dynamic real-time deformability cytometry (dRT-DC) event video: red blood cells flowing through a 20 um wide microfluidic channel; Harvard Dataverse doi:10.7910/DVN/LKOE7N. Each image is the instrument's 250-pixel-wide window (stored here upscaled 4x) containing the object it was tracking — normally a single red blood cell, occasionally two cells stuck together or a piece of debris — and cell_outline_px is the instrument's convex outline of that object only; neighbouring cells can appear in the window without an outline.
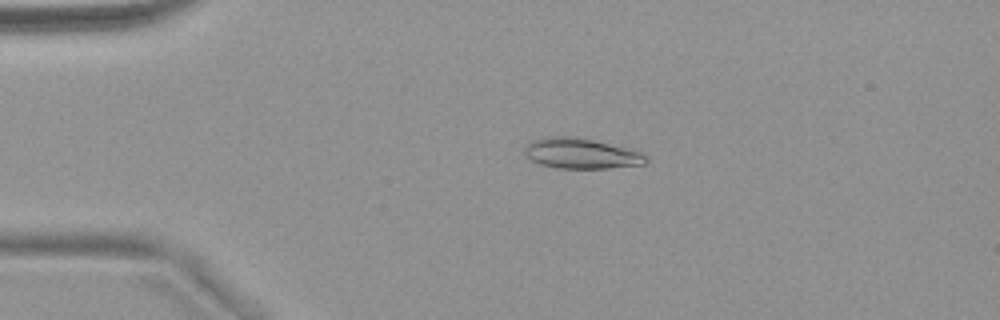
{"species": "common noctule bat (a hibernating species)", "species_latin": "Nyctalus noctula", "temperature_condition": "warm", "stored_images_in_passage": 45, "camera_frame_rate_fps": 3000, "um_per_image_px": 0.085, "animal": {"sex": "female", "body_mass_g": 18.4}, "frame": {"image": 1, "passage_image": 4, "time_ms": 1.0, "image_size_px": [1000, 320], "cell_outline_px": [[648, 160], [644, 164], [608, 168], [560, 168], [540, 164], [532, 160], [524, 152], [524, 148], [528, 140], [552, 136], [564, 136], [592, 140], [640, 152]], "centroid_in_image_um": [49.32, 13.05], "position_along_channel_um": 35.7, "area_um2": 21.04}}
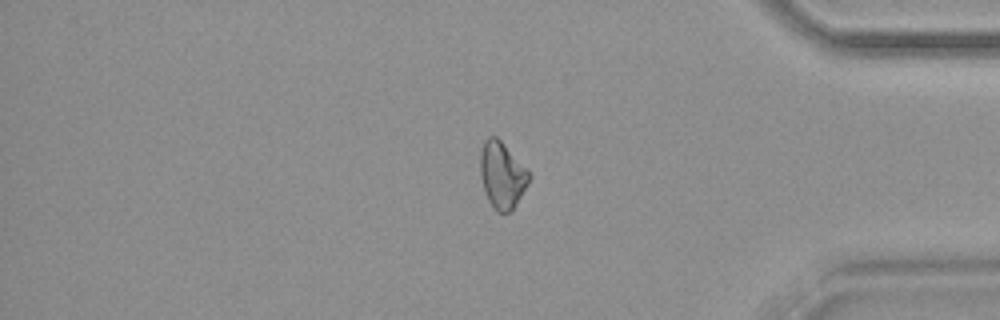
{"frame": {"image": 2, "passage_image": 37, "time_ms": 12.0, "image_size_px": [1000, 320], "cell_outline_px": [[528, 180], [512, 212], [496, 212], [492, 208], [488, 200], [480, 176], [480, 152], [484, 140], [488, 136], [496, 136], [528, 168]], "centroid_in_image_um": [42.64, 14.87], "position_along_channel_um": 392.6, "area_um2": 18.79}}
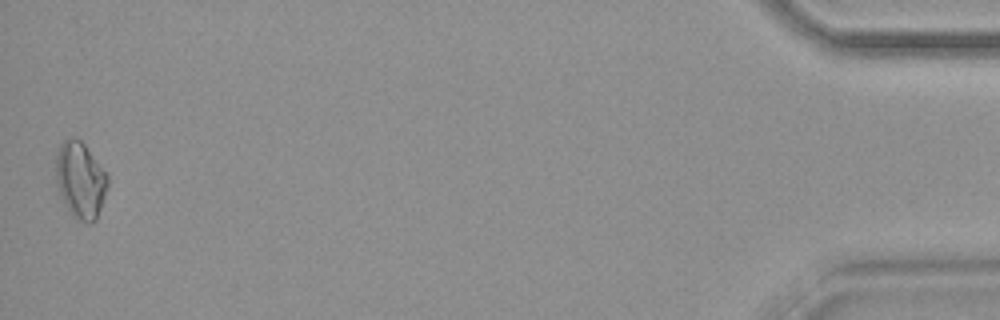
{"frame": {"image": 3, "passage_image": 45, "time_ms": 14.667, "image_size_px": [1000, 320], "cell_outline_px": [[108, 184], [96, 220], [92, 224], [88, 224], [72, 216], [60, 196], [56, 184], [56, 152], [60, 144], [64, 140], [72, 136], [80, 140], [84, 144], [108, 176]], "centroid_in_image_um": [6.81, 15.31], "position_along_channel_um": 428.4, "area_um2": 23.0}, "authors_computed_cell_mechanics": {"area_um2": 19.074, "velocity_mm_per_s": 3.8365, "shape_relaxation_time_tau1_ms": 7.4583, "shape_relaxation_time_tau2_ms": 7.9089, "deformation_change_tau1": 0.1733, "deformation_change_tau2": 0.168}}